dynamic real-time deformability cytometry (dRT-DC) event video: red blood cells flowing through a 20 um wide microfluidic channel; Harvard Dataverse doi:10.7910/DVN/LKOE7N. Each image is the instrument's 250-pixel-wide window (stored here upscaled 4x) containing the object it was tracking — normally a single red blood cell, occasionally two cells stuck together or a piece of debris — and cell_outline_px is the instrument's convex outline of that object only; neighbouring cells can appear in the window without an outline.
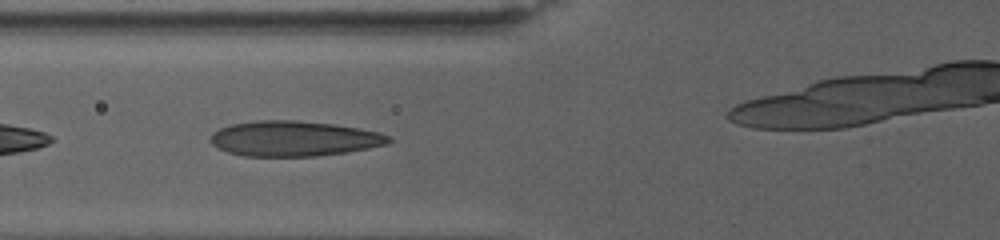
{"species": "human", "species_latin": "Homo sapiens", "temperature_condition": "warm", "stored_images_in_passage": 32, "camera_frame_rate_fps": 3000, "um_per_image_px": 0.085, "donor": {"sex": "female"}, "frame": {"image": 1, "passage_image": 10, "time_ms": 5.0, "image_size_px": [1000, 240], "cell_outline_px": [[392, 140], [388, 144], [348, 152], [316, 156], [244, 156], [228, 152], [212, 144], [208, 140], [212, 132], [228, 124], [256, 120], [296, 120], [332, 124], [360, 128], [376, 132], [388, 136]], "centroid_in_image_um": [24.94, 11.77], "position_along_channel_um": 100.9, "area_um2": 36.7}}
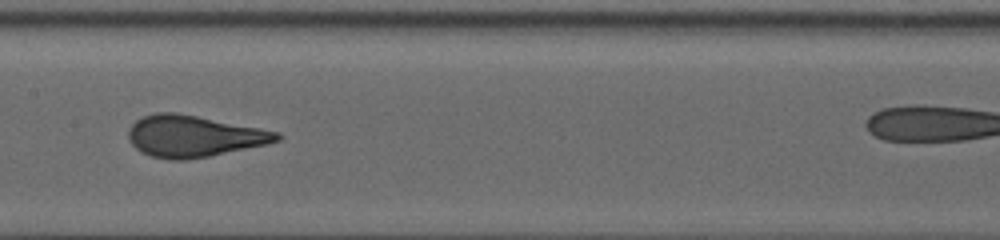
{"frame": {"image": 2, "passage_image": 16, "time_ms": 8.333, "image_size_px": [1000, 240], "cell_outline_px": [[284, 136], [280, 140], [268, 144], [208, 156], [184, 160], [172, 160], [152, 156], [140, 152], [128, 140], [128, 128], [136, 120], [144, 116], [156, 112], [176, 112], [280, 132]], "centroid_in_image_um": [16.46, 11.57], "position_along_channel_um": 190.9, "area_um2": 35.84}}
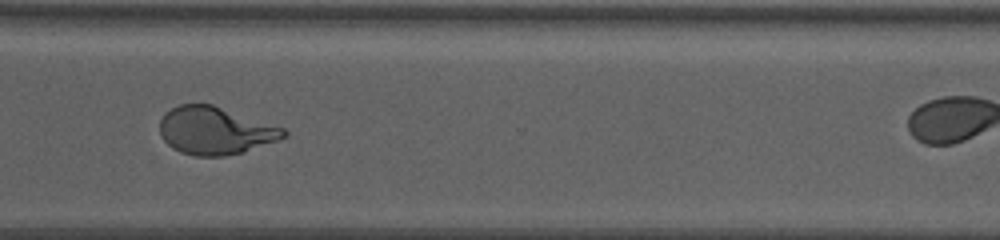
{"frame": {"image": 3, "passage_image": 27, "time_ms": 14.333, "image_size_px": [1000, 240], "cell_outline_px": [[288, 136], [244, 152], [224, 156], [196, 156], [180, 152], [172, 148], [160, 136], [160, 120], [164, 112], [180, 104], [212, 104], [284, 128], [288, 132]], "centroid_in_image_um": [18.27, 11.11], "position_along_channel_um": 352.3, "area_um2": 34.39}}